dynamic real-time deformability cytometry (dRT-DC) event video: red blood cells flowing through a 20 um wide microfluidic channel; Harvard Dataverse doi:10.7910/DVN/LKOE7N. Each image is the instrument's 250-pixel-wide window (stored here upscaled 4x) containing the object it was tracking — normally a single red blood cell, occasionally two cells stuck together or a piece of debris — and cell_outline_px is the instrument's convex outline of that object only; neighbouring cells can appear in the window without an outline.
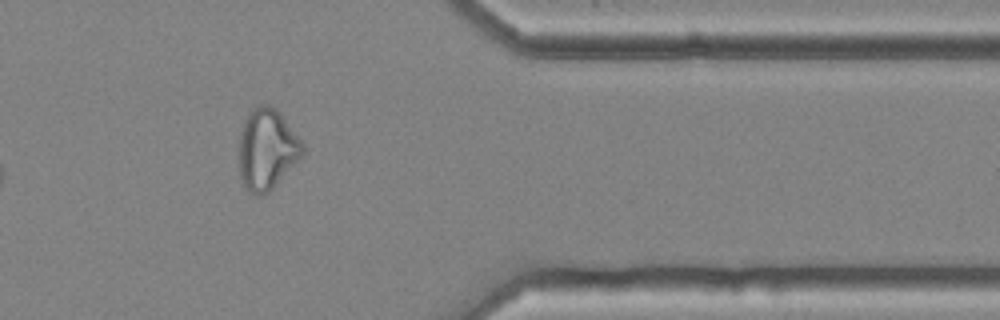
{"species": "common noctule bat (a hibernating species)", "species_latin": "Nyctalus noctula", "temperature_condition": "cold", "stored_images_in_passage": 37, "camera_frame_rate_fps": 3000, "um_per_image_px": 0.085, "animal": {"sex": "female", "body_mass_g": 25.1}, "frame": {"image": 1, "passage_image": 32, "time_ms": 10.333, "image_size_px": [1000, 320], "cell_outline_px": [[304, 152], [272, 188], [268, 192], [260, 196], [256, 196], [248, 192], [244, 188], [240, 176], [240, 132], [244, 120], [260, 104], [268, 104], [276, 108], [280, 112], [304, 144]], "centroid_in_image_um": [22.68, 12.69], "position_along_channel_um": 388.7, "area_um2": 29.54}, "authors_computed_cell_mechanics": {"area_um2": 26.4724, "velocity_mm_per_s": 3.6215, "shape_relaxation_time_tau1_ms": null, "shape_relaxation_time_tau2_ms": 2.2921, "deformation_change_tau1": null, "deformation_change_tau2": 0.1005}}